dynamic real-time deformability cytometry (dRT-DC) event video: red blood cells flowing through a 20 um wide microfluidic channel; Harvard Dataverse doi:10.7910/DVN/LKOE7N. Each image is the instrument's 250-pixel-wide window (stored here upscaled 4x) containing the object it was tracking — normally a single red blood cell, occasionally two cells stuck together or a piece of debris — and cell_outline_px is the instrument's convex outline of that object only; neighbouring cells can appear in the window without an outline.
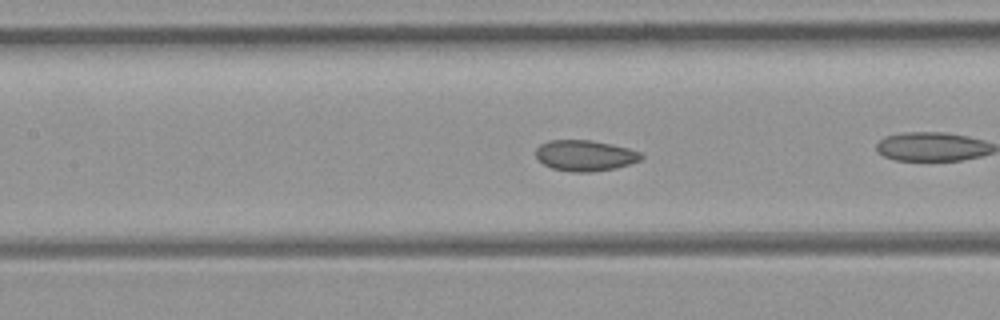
{"species": "common noctule bat (a hibernating species)", "species_latin": "Nyctalus noctula", "temperature_condition": "room temperature", "stored_images_in_passage": 36, "camera_frame_rate_fps": 3000, "um_per_image_px": 0.085, "animal": {"sex": "female", "body_mass_g": 21.9}, "frame": {"image": 1, "passage_image": 11, "time_ms": 3.333, "image_size_px": [1000, 320], "cell_outline_px": [[644, 156], [640, 160], [616, 168], [592, 172], [572, 172], [552, 168], [544, 164], [536, 156], [536, 148], [540, 144], [548, 140], [592, 140], [612, 144], [628, 148], [640, 152]], "centroid_in_image_um": [49.72, 13.21], "position_along_channel_um": 157.7, "area_um2": 18.96}, "authors_computed_cell_mechanics": {"area_um2": 19.7387, "velocity_mm_per_s": 4.1164, "shape_relaxation_time_tau1_ms": null, "shape_relaxation_time_tau2_ms": 1.6965, "deformation_change_tau1": null, "deformation_change_tau2": 0.0616}}